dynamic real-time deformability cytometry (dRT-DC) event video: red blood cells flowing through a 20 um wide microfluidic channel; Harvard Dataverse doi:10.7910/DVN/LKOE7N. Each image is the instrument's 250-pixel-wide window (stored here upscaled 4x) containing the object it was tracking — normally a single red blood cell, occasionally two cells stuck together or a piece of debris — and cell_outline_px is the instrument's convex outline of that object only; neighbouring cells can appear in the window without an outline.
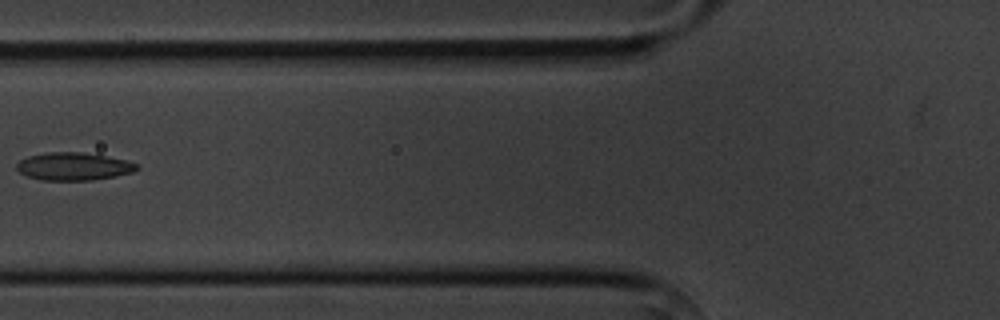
{"species": "common noctule bat (a hibernating species)", "species_latin": "Nyctalus noctula", "temperature_condition": "cold", "stored_images_in_passage": 6, "camera_frame_rate_fps": 3000, "um_per_image_px": 0.085, "animal": {"sex": "male", "body_mass_g": 20.1, "forearm_length_mm": 53.5}, "frame": {"image": 1, "passage_image": 6, "time_ms": 6.0, "image_size_px": [1000, 320], "cell_outline_px": [[140, 168], [132, 172], [116, 176], [92, 180], [40, 180], [28, 176], [20, 172], [16, 168], [16, 164], [20, 160], [28, 156], [48, 152], [80, 152], [128, 160], [136, 164]], "centroid_in_image_um": [6.25, 14.15], "position_along_channel_um": 119.5, "area_um2": 19.36}}